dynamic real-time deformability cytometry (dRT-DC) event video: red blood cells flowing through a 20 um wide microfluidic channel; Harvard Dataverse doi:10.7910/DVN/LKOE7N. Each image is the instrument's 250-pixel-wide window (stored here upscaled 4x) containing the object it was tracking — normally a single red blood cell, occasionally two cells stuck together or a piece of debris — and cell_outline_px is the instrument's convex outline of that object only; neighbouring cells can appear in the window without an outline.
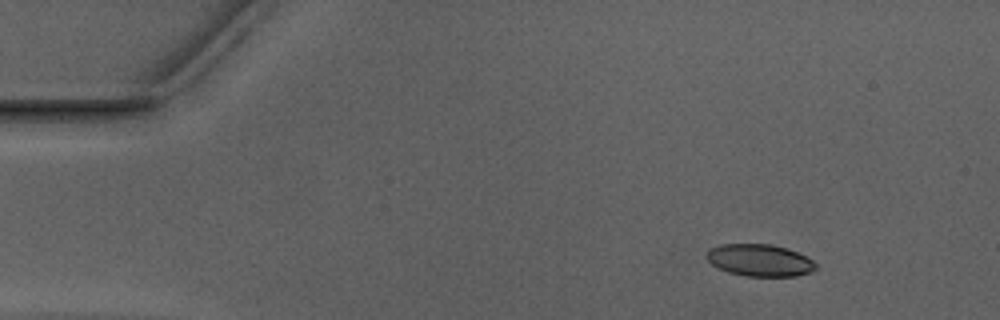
{"species": "Egyptian fruit bat (a non-hibernating species)", "species_latin": "Rousettus aegyptiacus", "temperature_condition": "warm", "stored_images_in_passage": 20, "camera_frame_rate_fps": 3000, "um_per_image_px": 0.085, "animal": {"sex": "male"}, "frame": {"image": 1, "passage_image": 1, "time_ms": 0.0, "image_size_px": [1000, 320], "cell_outline_px": [[816, 268], [812, 272], [796, 276], [744, 276], [728, 272], [712, 264], [704, 256], [712, 248], [720, 244], [772, 244], [796, 252], [812, 260], [816, 264]], "centroid_in_image_um": [64.57, 22.13], "position_along_channel_um": 20.4, "area_um2": 20.23}}
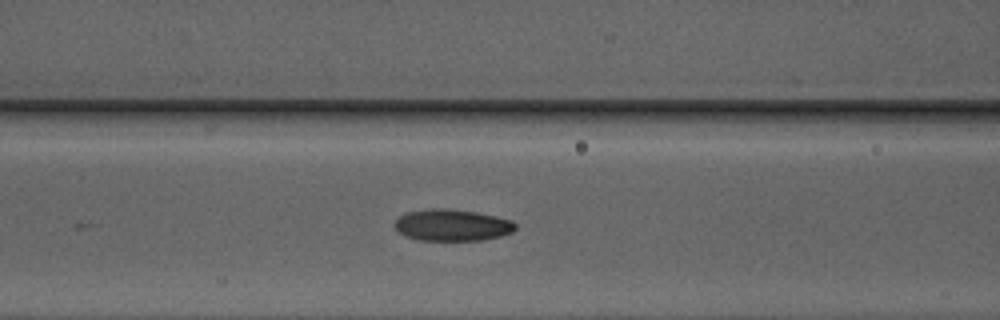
{"frame": {"image": 2, "passage_image": 16, "time_ms": 5.0, "image_size_px": [1000, 320], "cell_outline_px": [[516, 228], [512, 232], [500, 236], [484, 240], [420, 240], [404, 236], [392, 224], [400, 216], [408, 212], [432, 208], [444, 208], [476, 212], [496, 216], [512, 220], [516, 224]], "centroid_in_image_um": [38.44, 19.14], "position_along_channel_um": 128.2, "area_um2": 22.25}}
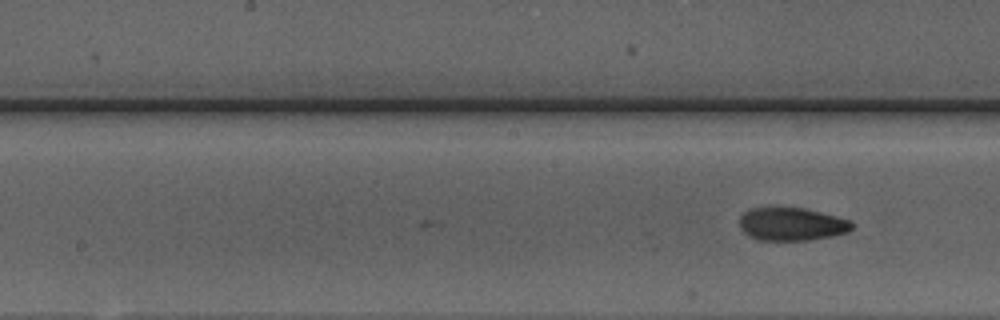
{"frame": {"image": 3, "passage_image": 20, "time_ms": 6.333, "image_size_px": [1000, 320], "cell_outline_px": [[852, 228], [848, 232], [832, 236], [808, 240], [760, 240], [748, 236], [740, 228], [740, 216], [748, 208], [804, 208], [852, 220]], "centroid_in_image_um": [67.28, 19.05], "position_along_channel_um": 180.9, "area_um2": 21.62}}